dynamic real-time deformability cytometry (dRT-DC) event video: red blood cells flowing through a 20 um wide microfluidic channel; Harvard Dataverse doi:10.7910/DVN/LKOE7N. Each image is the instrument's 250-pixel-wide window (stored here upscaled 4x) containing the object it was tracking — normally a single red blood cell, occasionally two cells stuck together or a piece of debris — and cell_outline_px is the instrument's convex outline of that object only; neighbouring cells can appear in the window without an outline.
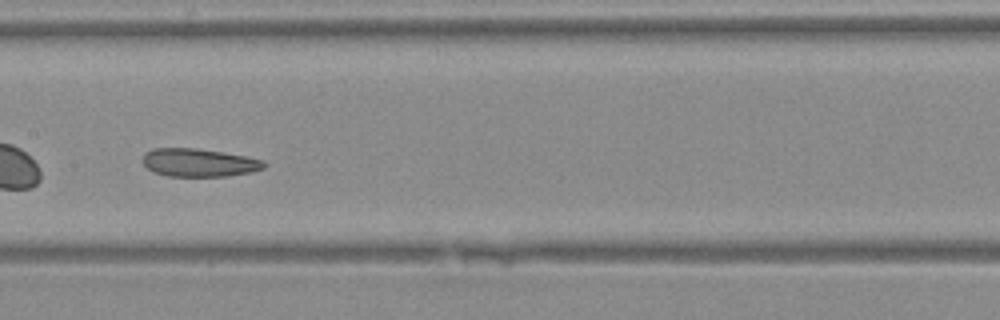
{"species": "Egyptian fruit bat (a non-hibernating species)", "species_latin": "Rousettus aegyptiacus", "temperature_condition": "warm", "stored_images_in_passage": 29, "camera_frame_rate_fps": 3000, "um_per_image_px": 0.085, "animal": {"sex": "female"}, "frame": {"image": 1, "passage_image": 9, "time_ms": 2.667, "image_size_px": [1000, 320], "cell_outline_px": [[268, 164], [264, 168], [252, 172], [228, 176], [168, 176], [152, 172], [144, 164], [144, 152], [152, 148], [196, 148], [244, 156], [264, 160]], "centroid_in_image_um": [16.92, 13.83], "position_along_channel_um": 190.5, "area_um2": 19.88}}
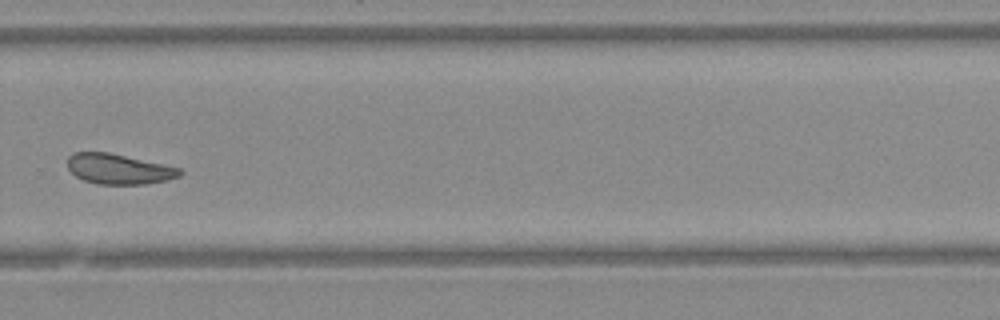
{"frame": {"image": 2, "passage_image": 17, "time_ms": 5.333, "image_size_px": [1000, 320], "cell_outline_px": [[184, 172], [180, 176], [168, 180], [148, 184], [96, 184], [84, 180], [76, 176], [68, 168], [68, 156], [72, 152], [108, 152], [180, 168]], "centroid_in_image_um": [10.1, 14.37], "position_along_channel_um": 319.7, "area_um2": 19.77}}